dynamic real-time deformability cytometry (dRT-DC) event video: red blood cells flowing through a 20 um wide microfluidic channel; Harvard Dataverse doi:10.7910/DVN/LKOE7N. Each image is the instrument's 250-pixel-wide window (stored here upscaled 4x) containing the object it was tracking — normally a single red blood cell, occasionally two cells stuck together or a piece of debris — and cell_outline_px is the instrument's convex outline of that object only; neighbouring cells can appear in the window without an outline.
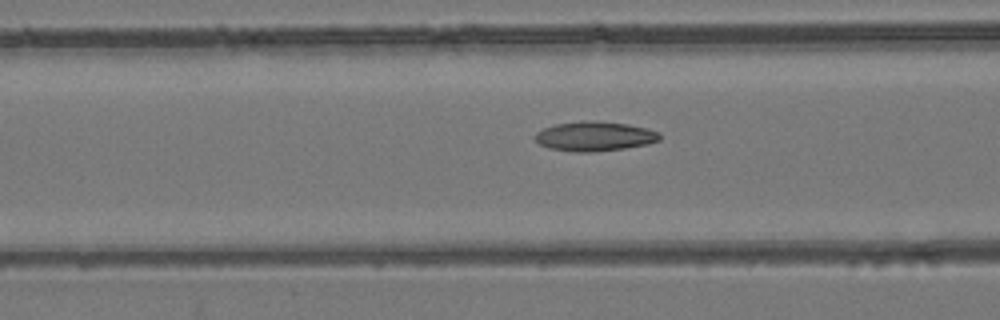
{"species": "common noctule bat (a hibernating species)", "species_latin": "Nyctalus noctula", "temperature_condition": "room temperature", "stored_images_in_passage": 40, "camera_frame_rate_fps": 3000, "um_per_image_px": 0.085, "animal": {"sex": "female", "body_mass_g": 24.6, "forearm_length_mm": 56.2}, "frame": {"image": 1, "passage_image": 14, "time_ms": 4.333, "image_size_px": [1000, 320], "cell_outline_px": [[660, 140], [648, 144], [624, 148], [592, 152], [572, 152], [548, 148], [540, 144], [532, 136], [536, 132], [544, 128], [556, 124], [584, 120], [588, 120], [628, 124], [648, 128], [660, 132]], "centroid_in_image_um": [50.53, 11.58], "position_along_channel_um": 116.1, "area_um2": 21.62}}
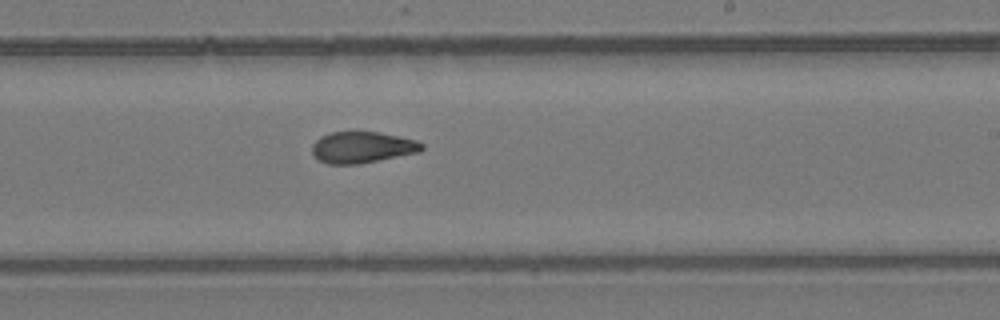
{"frame": {"image": 2, "passage_image": 25, "time_ms": 8.0, "image_size_px": [1000, 320], "cell_outline_px": [[424, 148], [420, 152], [356, 164], [328, 164], [320, 160], [312, 152], [312, 144], [320, 136], [332, 132], [356, 128], [380, 132], [416, 140], [424, 144]], "centroid_in_image_um": [30.78, 12.46], "position_along_channel_um": 258.2, "area_um2": 20.58}}
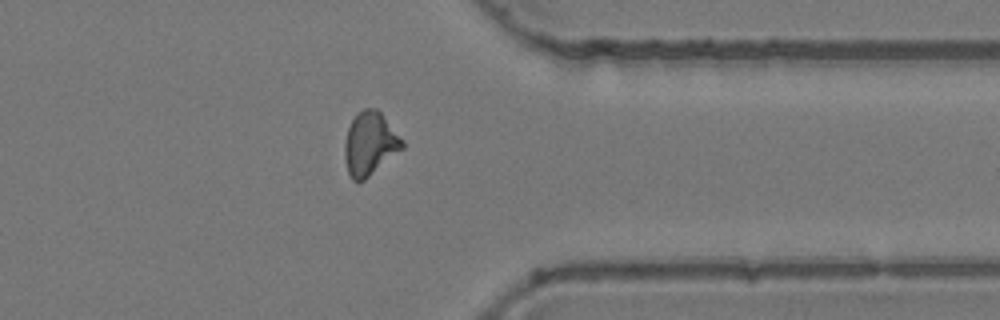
{"frame": {"image": 3, "passage_image": 35, "time_ms": 11.333, "image_size_px": [1000, 320], "cell_outline_px": [[404, 148], [364, 180], [352, 180], [348, 172], [344, 160], [344, 144], [348, 128], [356, 112], [364, 108], [376, 108], [380, 112], [404, 140]], "centroid_in_image_um": [31.44, 12.2], "position_along_channel_um": 380.0, "area_um2": 21.27}}